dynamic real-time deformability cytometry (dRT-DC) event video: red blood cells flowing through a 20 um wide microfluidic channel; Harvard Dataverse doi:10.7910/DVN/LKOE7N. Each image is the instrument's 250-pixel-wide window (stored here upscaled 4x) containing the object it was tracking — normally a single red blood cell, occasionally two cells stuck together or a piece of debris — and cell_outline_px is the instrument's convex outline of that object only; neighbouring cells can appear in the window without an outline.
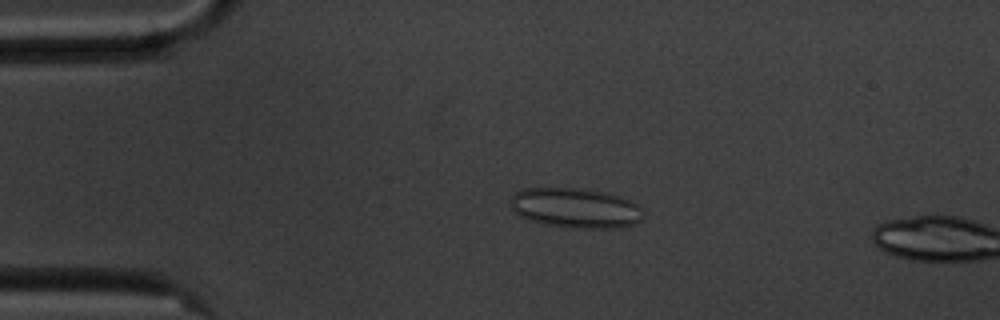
{"species": "common noctule bat (a hibernating species)", "species_latin": "Nyctalus noctula", "temperature_condition": "cold", "stored_images_in_passage": 4, "camera_frame_rate_fps": 3000, "um_per_image_px": 0.085, "animal": {"sex": "male", "body_mass_g": 20.1, "forearm_length_mm": 53.5}, "frame": {"image": 1, "passage_image": 2, "time_ms": 0.333, "image_size_px": [1000, 320], "cell_outline_px": [[644, 216], [636, 224], [620, 228], [572, 228], [548, 224], [532, 220], [520, 216], [512, 208], [512, 196], [516, 192], [524, 188], [580, 188], [604, 192], [620, 196], [636, 204], [640, 208]], "centroid_in_image_um": [48.96, 17.68], "position_along_channel_um": 36.0, "area_um2": 30.69}}